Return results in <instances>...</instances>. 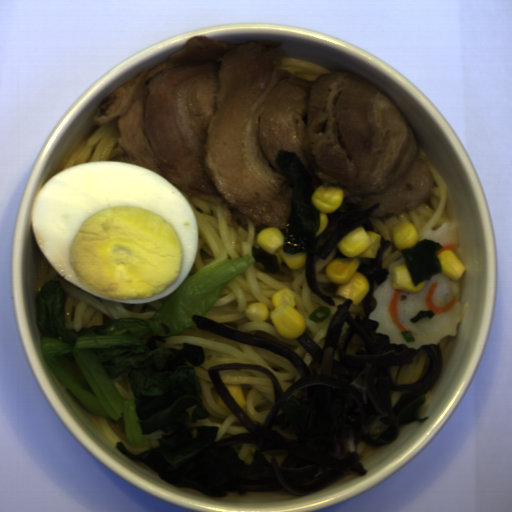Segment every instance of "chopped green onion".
I'll return each mask as SVG.
<instances>
[{"mask_svg":"<svg viewBox=\"0 0 512 512\" xmlns=\"http://www.w3.org/2000/svg\"><path fill=\"white\" fill-rule=\"evenodd\" d=\"M331 313V309L325 306H318L310 315L309 319L316 323H324Z\"/></svg>","mask_w":512,"mask_h":512,"instance_id":"ed74a00b","label":"chopped green onion"},{"mask_svg":"<svg viewBox=\"0 0 512 512\" xmlns=\"http://www.w3.org/2000/svg\"><path fill=\"white\" fill-rule=\"evenodd\" d=\"M400 334L403 335L406 343H412L413 341L416 340L411 331H401Z\"/></svg>","mask_w":512,"mask_h":512,"instance_id":"75c4bb68","label":"chopped green onion"}]
</instances>
